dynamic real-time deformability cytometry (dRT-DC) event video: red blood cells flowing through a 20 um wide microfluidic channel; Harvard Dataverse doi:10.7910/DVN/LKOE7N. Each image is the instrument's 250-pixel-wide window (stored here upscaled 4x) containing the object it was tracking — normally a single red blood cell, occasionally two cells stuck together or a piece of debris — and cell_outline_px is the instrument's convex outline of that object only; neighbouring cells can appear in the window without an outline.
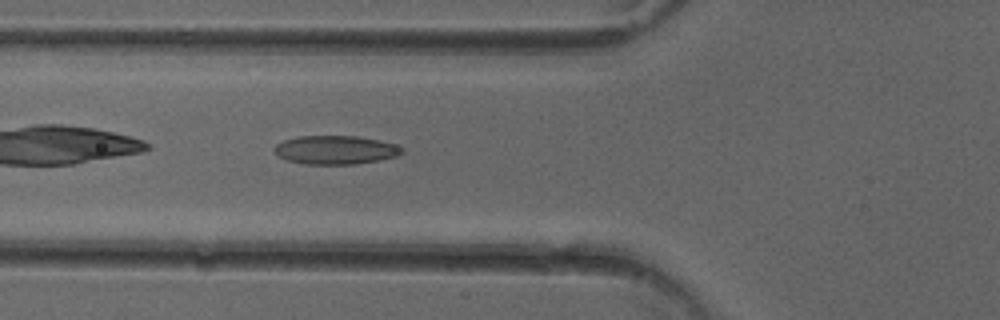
{"species": "common noctule bat (a hibernating species)", "species_latin": "Nyctalus noctula", "temperature_condition": "cold", "stored_images_in_passage": 35, "camera_frame_rate_fps": 3000, "um_per_image_px": 0.085, "animal": {"sex": "female"}, "frame": {"image": 1, "passage_image": 3, "time_ms": 0.667, "image_size_px": [1000, 320], "cell_outline_px": [[404, 152], [400, 156], [380, 160], [356, 164], [304, 164], [288, 160], [280, 156], [272, 148], [276, 144], [284, 140], [296, 136], [356, 136], [380, 140], [396, 144], [404, 148]], "centroid_in_image_um": [28.57, 12.74], "position_along_channel_um": 97.2, "area_um2": 21.5}}
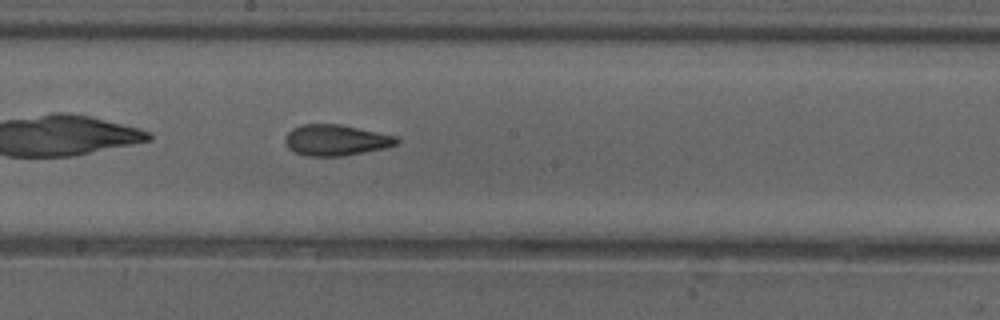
{"frame": {"image": 2, "passage_image": 12, "time_ms": 3.667, "image_size_px": [1000, 320], "cell_outline_px": [[400, 144], [384, 148], [344, 156], [304, 156], [292, 152], [288, 148], [284, 140], [284, 136], [292, 128], [304, 124], [340, 124], [396, 136], [400, 140]], "centroid_in_image_um": [28.53, 11.92], "position_along_channel_um": 219.7, "area_um2": 20.35}}
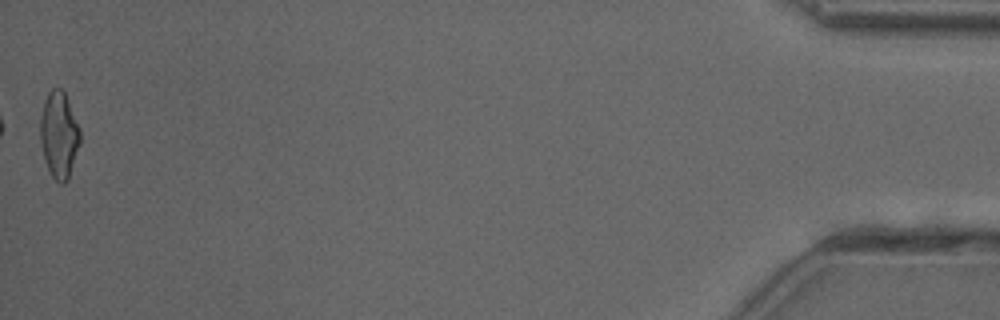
{"frame": {"image": 3, "passage_image": 35, "time_ms": 11.333, "image_size_px": [1000, 320], "cell_outline_px": [[80, 144], [68, 180], [64, 184], [60, 184], [52, 176], [44, 160], [40, 144], [40, 116], [44, 100], [48, 92], [52, 88], [60, 88], [64, 92], [68, 100], [80, 128]], "centroid_in_image_um": [5.01, 11.47], "position_along_channel_um": 430.2, "area_um2": 20.29}, "authors_computed_cell_mechanics": {"area_um2": 19.9988, "velocity_mm_per_s": 4.0394, "shape_relaxation_time_tau1_ms": 6.5893, "shape_relaxation_time_tau2_ms": 2.2699, "deformation_change_tau1": 0.1654, "deformation_change_tau2": 0.0903}}